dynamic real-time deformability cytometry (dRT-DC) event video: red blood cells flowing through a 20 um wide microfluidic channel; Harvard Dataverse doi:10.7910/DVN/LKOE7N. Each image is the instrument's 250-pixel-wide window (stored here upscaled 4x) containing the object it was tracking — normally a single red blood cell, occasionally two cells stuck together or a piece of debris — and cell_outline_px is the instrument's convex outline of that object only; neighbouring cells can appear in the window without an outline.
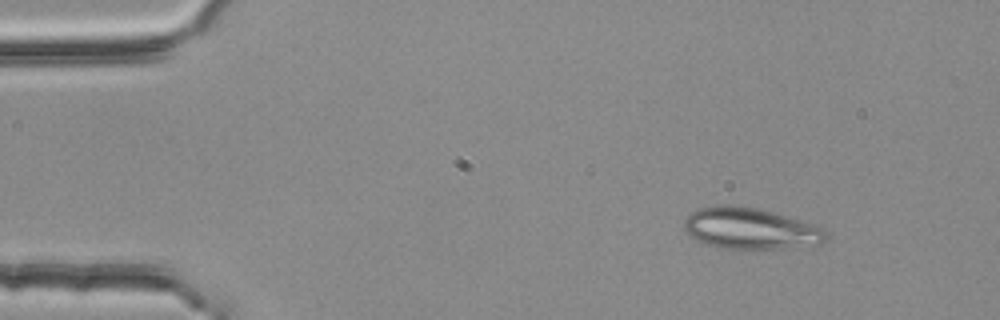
{"species": "common noctule bat (a hibernating species)", "species_latin": "Nyctalus noctula", "temperature_condition": "room temperature", "stored_images_in_passage": 4, "camera_frame_rate_fps": 3000, "um_per_image_px": 0.085, "animal": {"sex": "female", "body_mass_g": 25.1}, "frame": {"image": 1, "passage_image": 1, "time_ms": 0.0, "image_size_px": [1000, 320], "cell_outline_px": [[828, 236], [820, 244], [760, 252], [724, 248], [708, 244], [692, 236], [684, 228], [684, 220], [692, 212], [700, 208], [716, 204], [736, 204], [760, 208], [824, 228]], "centroid_in_image_um": [63.81, 19.45], "position_along_channel_um": 21.2, "area_um2": 34.85}}